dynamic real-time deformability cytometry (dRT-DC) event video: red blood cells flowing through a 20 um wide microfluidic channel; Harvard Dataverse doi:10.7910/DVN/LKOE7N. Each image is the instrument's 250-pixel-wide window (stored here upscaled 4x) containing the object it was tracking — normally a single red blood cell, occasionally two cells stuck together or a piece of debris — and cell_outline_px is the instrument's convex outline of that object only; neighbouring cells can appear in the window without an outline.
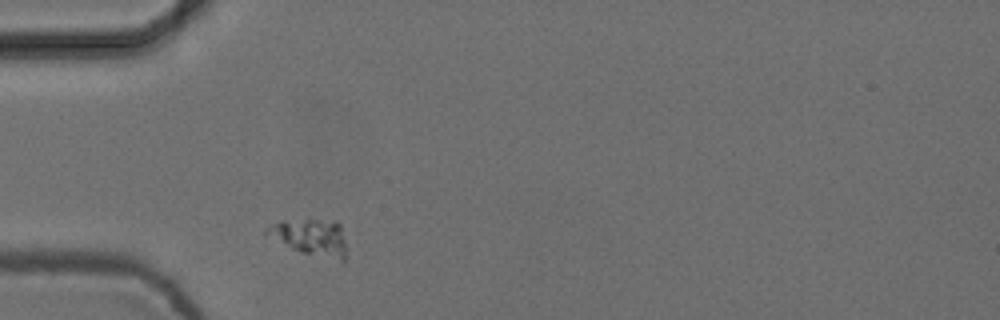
{"species": "common noctule bat (a hibernating species)", "species_latin": "Nyctalus noctula", "temperature_condition": "cold", "stored_images_in_passage": 1, "camera_frame_rate_fps": 3000, "um_per_image_px": 0.085, "animal": {"sex": "female", "body_mass_g": 24.6, "forearm_length_mm": 56.2}, "frame": {"image": 1, "passage_image": 1, "time_ms": 0.0, "image_size_px": [1000, 320], "cell_outline_px": [[344, 264], [304, 252], [292, 248], [264, 232], [264, 228], [280, 220], [336, 220], [340, 224], [344, 240]], "centroid_in_image_um": [26.44, 20.16], "position_along_channel_um": 58.6, "area_um2": 16.76}}